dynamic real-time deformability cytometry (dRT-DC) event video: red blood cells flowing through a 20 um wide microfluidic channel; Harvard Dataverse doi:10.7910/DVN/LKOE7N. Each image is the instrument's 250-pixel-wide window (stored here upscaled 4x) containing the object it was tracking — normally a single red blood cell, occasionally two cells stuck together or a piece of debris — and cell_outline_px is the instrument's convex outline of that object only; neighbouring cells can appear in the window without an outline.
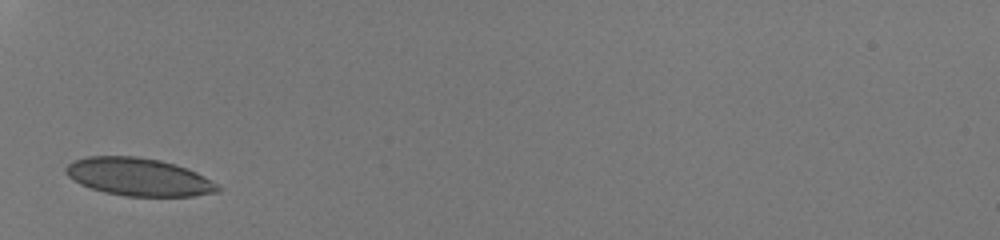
{"species": "human", "species_latin": "Homo sapiens", "temperature_condition": "room temperature", "stored_images_in_passage": 25, "camera_frame_rate_fps": 3000, "um_per_image_px": 0.085, "donor": {"sex": "male"}, "frame": {"image": 1, "passage_image": 1, "time_ms": 0.0, "image_size_px": [1000, 240], "cell_outline_px": [[224, 188], [220, 192], [192, 196], [124, 196], [104, 192], [80, 184], [68, 176], [64, 172], [64, 168], [68, 164], [76, 160], [88, 156], [136, 156], [160, 160], [176, 164], [188, 168], [212, 180]], "centroid_in_image_um": [11.83, 15.04], "position_along_channel_um": 73.2, "area_um2": 33.7}}
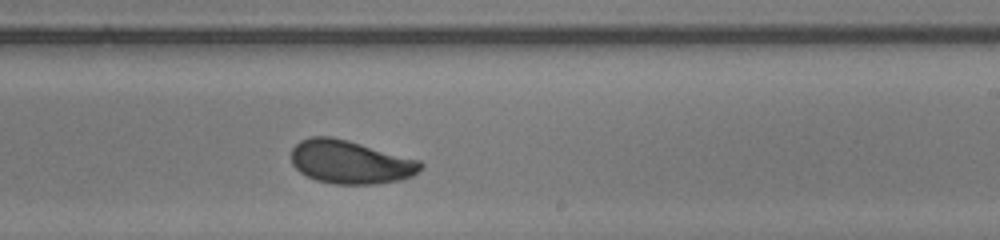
{"frame": {"image": 2, "passage_image": 15, "time_ms": 4.667, "image_size_px": [1000, 240], "cell_outline_px": [[424, 168], [412, 176], [400, 180], [376, 184], [332, 184], [316, 180], [300, 172], [292, 164], [292, 148], [300, 140], [312, 136], [332, 136], [348, 140], [420, 160], [424, 164]], "centroid_in_image_um": [29.8, 13.77], "position_along_channel_um": 259.2, "area_um2": 32.89}}
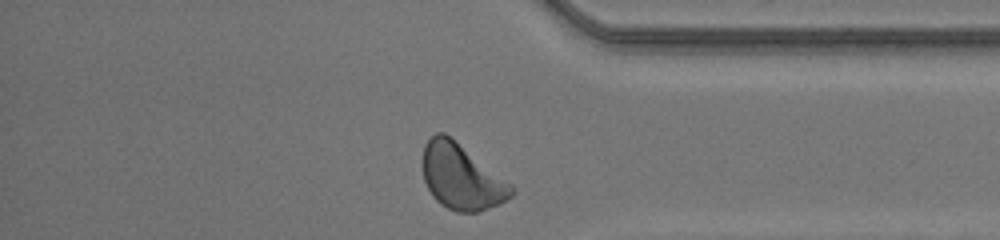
{"frame": {"image": 3, "passage_image": 25, "time_ms": 8.0, "image_size_px": [1000, 240], "cell_outline_px": [[516, 192], [512, 196], [500, 204], [480, 212], [456, 212], [440, 204], [432, 196], [424, 180], [424, 144], [436, 132], [444, 132], [512, 184], [516, 188]], "centroid_in_image_um": [39.26, 15.07], "position_along_channel_um": 395.9, "area_um2": 33.64}, "authors_computed_cell_mechanics": {"area_um2": 32.8304, "velocity_mm_per_s": 4.1973, "shape_relaxation_time_tau1_ms": 4.2961, "shape_relaxation_time_tau2_ms": 1.1622, "deformation_change_tau1": 0.1488, "deformation_change_tau2": 0.0388}}